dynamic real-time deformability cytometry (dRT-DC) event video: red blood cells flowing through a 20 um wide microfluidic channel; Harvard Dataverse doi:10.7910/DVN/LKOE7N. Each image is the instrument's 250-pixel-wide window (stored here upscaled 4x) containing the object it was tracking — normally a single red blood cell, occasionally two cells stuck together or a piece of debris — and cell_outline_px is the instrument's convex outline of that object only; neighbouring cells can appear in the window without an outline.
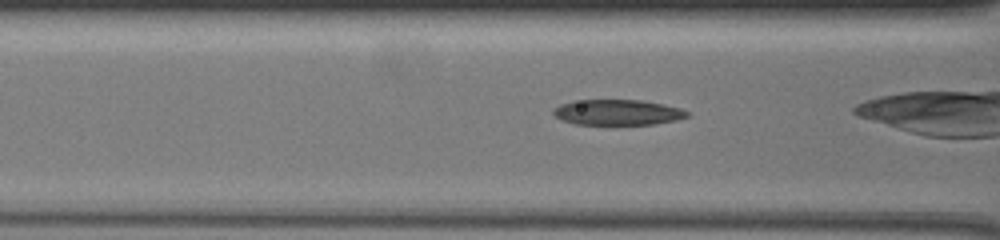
{"species": "common noctule bat (a hibernating species)", "species_latin": "Nyctalus noctula", "temperature_condition": "warm", "stored_images_in_passage": 54, "camera_frame_rate_fps": 3000, "um_per_image_px": 0.085, "animal": {"sex": "female", "body_mass_g": 19.5, "forearm_length_mm": 54.1}, "frame": {"image": 1, "passage_image": 29, "time_ms": 9.333, "image_size_px": [1000, 240], "cell_outline_px": [[688, 116], [676, 120], [656, 124], [612, 128], [608, 128], [576, 124], [560, 120], [552, 112], [552, 108], [560, 104], [572, 100], [640, 100], [680, 108], [688, 112]], "centroid_in_image_um": [52.41, 9.61], "position_along_channel_um": 114.2, "area_um2": 21.04}}
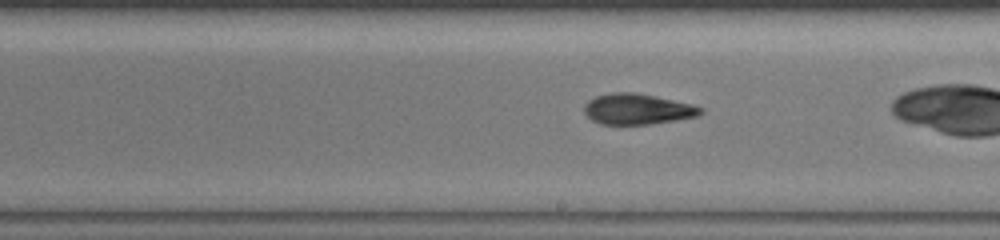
{"frame": {"image": 2, "passage_image": 40, "time_ms": 13.0, "image_size_px": [1000, 240], "cell_outline_px": [[704, 112], [700, 116], [652, 124], [600, 124], [592, 120], [584, 112], [584, 104], [588, 100], [596, 96], [616, 92], [632, 92], [692, 104], [704, 108]], "centroid_in_image_um": [54.2, 9.28], "position_along_channel_um": 234.8, "area_um2": 20.75}}
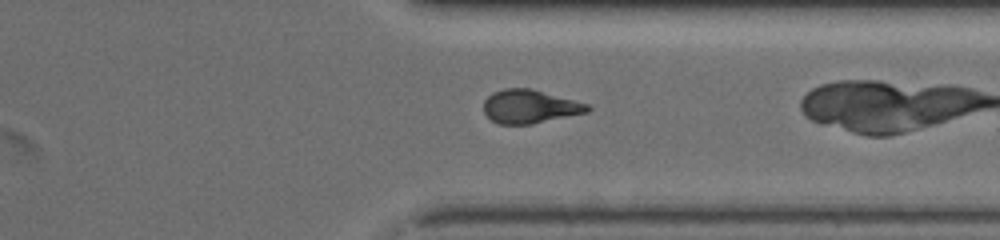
{"frame": {"image": 3, "passage_image": 52, "time_ms": 17.0, "image_size_px": [1000, 240], "cell_outline_px": [[592, 108], [588, 112], [532, 124], [496, 124], [484, 112], [484, 100], [492, 92], [504, 88], [532, 88], [588, 104]], "centroid_in_image_um": [45.02, 9.05], "position_along_channel_um": 366.4, "area_um2": 20.35}}